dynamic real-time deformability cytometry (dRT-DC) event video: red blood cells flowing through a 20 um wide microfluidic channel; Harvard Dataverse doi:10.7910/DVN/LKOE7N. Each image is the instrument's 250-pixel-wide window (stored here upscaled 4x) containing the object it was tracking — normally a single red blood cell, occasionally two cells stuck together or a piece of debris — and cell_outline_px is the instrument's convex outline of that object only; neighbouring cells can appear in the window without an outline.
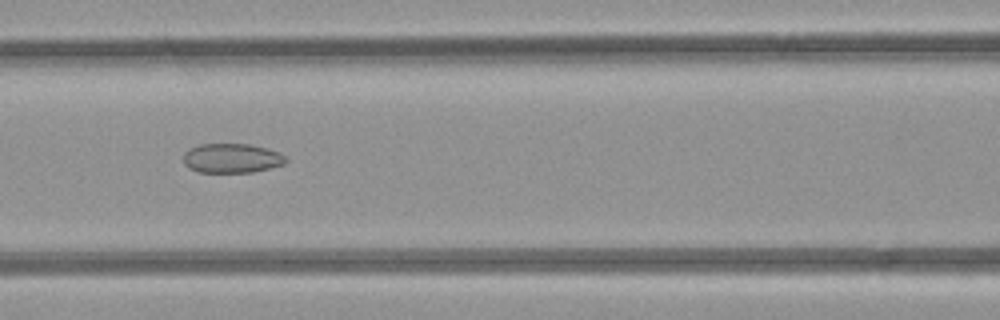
{"species": "common noctule bat (a hibernating species)", "species_latin": "Nyctalus noctula", "temperature_condition": "room temperature", "stored_images_in_passage": 45, "camera_frame_rate_fps": 3000, "um_per_image_px": 0.085, "animal": {"sex": "female", "body_mass_g": 21.9}, "frame": {"image": 1, "passage_image": 22, "time_ms": 7.0, "image_size_px": [1000, 320], "cell_outline_px": [[288, 160], [284, 164], [252, 172], [196, 172], [188, 168], [184, 164], [184, 152], [188, 148], [200, 144], [248, 144], [268, 148], [280, 152]], "centroid_in_image_um": [19.68, 13.44], "position_along_channel_um": 146.9, "area_um2": 17.69}}
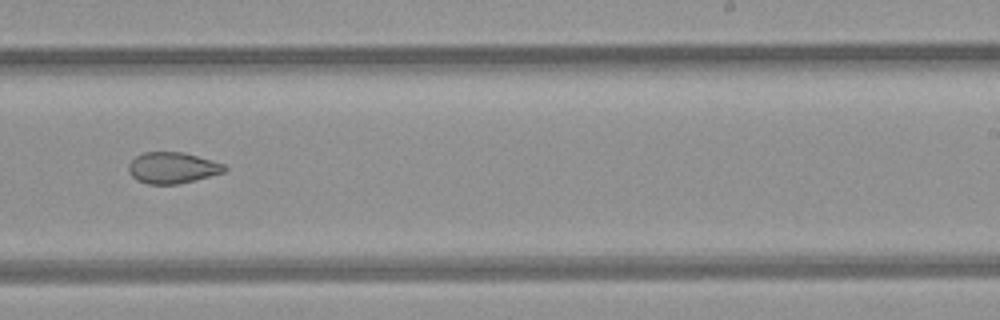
{"frame": {"image": 2, "passage_image": 31, "time_ms": 10.0, "image_size_px": [1000, 320], "cell_outline_px": [[228, 168], [224, 172], [176, 184], [148, 184], [136, 180], [132, 176], [128, 168], [128, 164], [136, 156], [144, 152], [184, 152], [212, 160], [224, 164]], "centroid_in_image_um": [14.64, 14.25], "position_along_channel_um": 274.4, "area_um2": 17.28}}
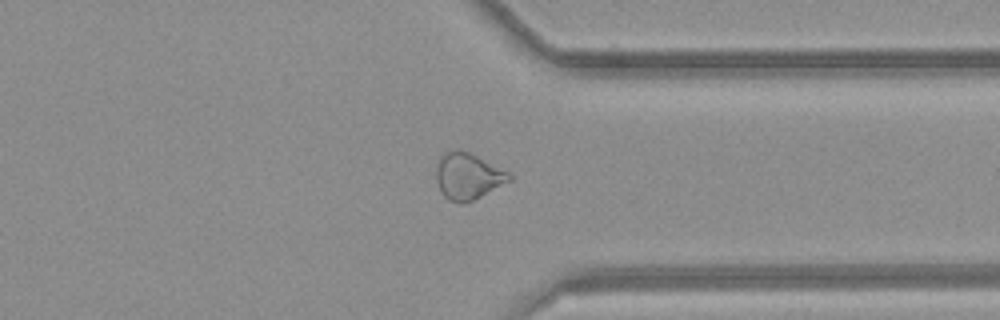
{"frame": {"image": 3, "passage_image": 38, "time_ms": 12.333, "image_size_px": [1000, 320], "cell_outline_px": [[512, 180], [472, 200], [460, 204], [448, 200], [444, 196], [436, 180], [436, 168], [440, 156], [444, 152], [452, 148], [460, 148], [508, 172], [512, 176]], "centroid_in_image_um": [39.73, 14.95], "position_along_channel_um": 371.7, "area_um2": 19.65}, "authors_computed_cell_mechanics": {"area_um2": 20.4034, "velocity_mm_per_s": 4.2545, "shape_relaxation_time_tau1_ms": null, "shape_relaxation_time_tau2_ms": 2.384, "deformation_change_tau1": null, "deformation_change_tau2": 0.0784}}